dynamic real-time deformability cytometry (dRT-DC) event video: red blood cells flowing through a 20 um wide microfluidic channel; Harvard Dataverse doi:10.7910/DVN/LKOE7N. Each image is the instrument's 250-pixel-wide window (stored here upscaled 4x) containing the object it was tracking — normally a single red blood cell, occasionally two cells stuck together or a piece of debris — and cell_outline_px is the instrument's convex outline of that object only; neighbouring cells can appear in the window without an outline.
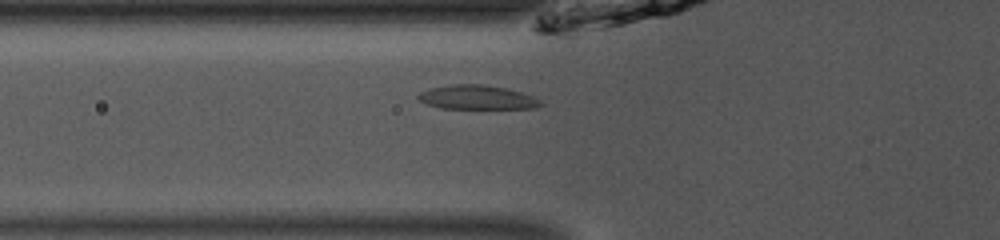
{"species": "common noctule bat (a hibernating species)", "species_latin": "Nyctalus noctula", "temperature_condition": "room temperature", "stored_images_in_passage": 32, "camera_frame_rate_fps": 3000, "um_per_image_px": 0.085, "animal": {"sex": "male", "body_mass_g": 13.0, "forearm_length_mm": 53.1}, "frame": {"image": 1, "passage_image": 4, "time_ms": 1.0, "image_size_px": [1000, 240], "cell_outline_px": [[544, 104], [536, 108], [440, 108], [428, 104], [420, 100], [416, 96], [420, 92], [432, 88], [452, 84], [484, 84], [504, 88], [520, 92], [532, 96], [540, 100]], "centroid_in_image_um": [40.56, 8.27], "position_along_channel_um": 85.2, "area_um2": 16.99}}
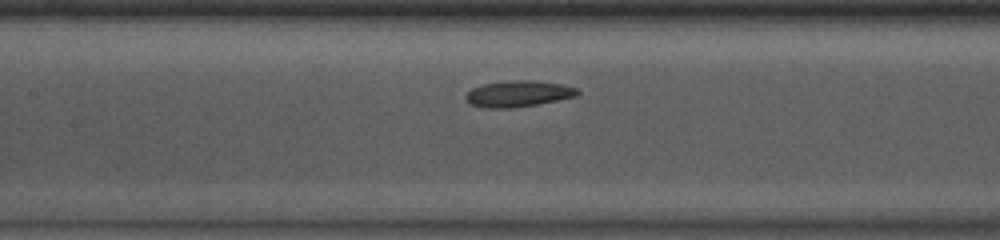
{"frame": {"image": 2, "passage_image": 10, "time_ms": 3.0, "image_size_px": [1000, 240], "cell_outline_px": [[580, 92], [576, 96], [536, 104], [512, 108], [484, 108], [468, 104], [464, 96], [472, 88], [484, 84], [512, 80], [536, 80], [560, 84], [576, 88]], "centroid_in_image_um": [44.0, 7.97], "position_along_channel_um": 163.4, "area_um2": 16.99}}
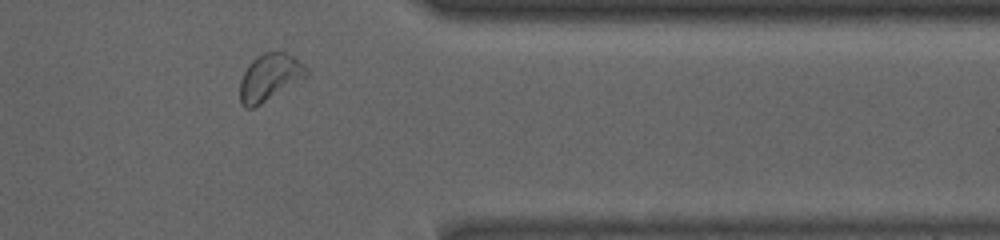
{"frame": {"image": 3, "passage_image": 28, "time_ms": 9.0, "image_size_px": [1000, 240], "cell_outline_px": [[308, 76], [260, 104], [252, 108], [244, 108], [240, 104], [240, 80], [248, 64], [256, 56], [264, 52], [284, 52], [292, 56], [304, 64], [308, 68]], "centroid_in_image_um": [22.91, 6.57], "position_along_channel_um": 388.5, "area_um2": 18.15}, "authors_computed_cell_mechanics": {"area_um2": 17.0799, "velocity_mm_per_s": 3.8713, "shape_relaxation_time_tau1_ms": 4.4866, "shape_relaxation_time_tau2_ms": null, "deformation_change_tau1": 0.1046, "deformation_change_tau2": null}}